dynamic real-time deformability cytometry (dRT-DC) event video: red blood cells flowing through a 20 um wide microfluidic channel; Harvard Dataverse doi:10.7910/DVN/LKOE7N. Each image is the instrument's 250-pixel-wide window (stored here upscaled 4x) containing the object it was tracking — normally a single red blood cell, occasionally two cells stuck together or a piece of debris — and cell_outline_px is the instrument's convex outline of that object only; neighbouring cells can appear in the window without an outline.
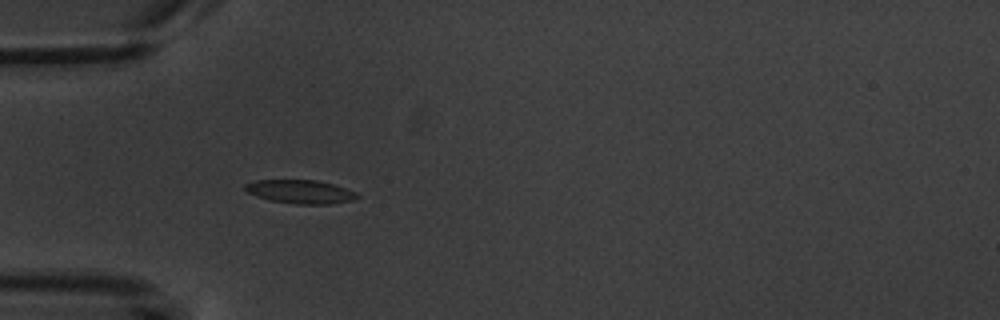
{"species": "common noctule bat (a hibernating species)", "species_latin": "Nyctalus noctula", "temperature_condition": "warm", "stored_images_in_passage": 4, "camera_frame_rate_fps": 3000, "um_per_image_px": 0.085, "animal": {"sex": "male", "body_mass_g": 20.1, "forearm_length_mm": 53.5}, "frame": {"image": 1, "passage_image": 4, "time_ms": 4.333, "image_size_px": [1000, 320], "cell_outline_px": [[360, 196], [352, 200], [328, 204], [296, 204], [272, 200], [256, 196], [248, 192], [244, 188], [244, 184], [256, 180], [316, 180], [332, 184], [356, 192]], "centroid_in_image_um": [25.52, 16.29], "position_along_channel_um": 59.5, "area_um2": 15.2}}